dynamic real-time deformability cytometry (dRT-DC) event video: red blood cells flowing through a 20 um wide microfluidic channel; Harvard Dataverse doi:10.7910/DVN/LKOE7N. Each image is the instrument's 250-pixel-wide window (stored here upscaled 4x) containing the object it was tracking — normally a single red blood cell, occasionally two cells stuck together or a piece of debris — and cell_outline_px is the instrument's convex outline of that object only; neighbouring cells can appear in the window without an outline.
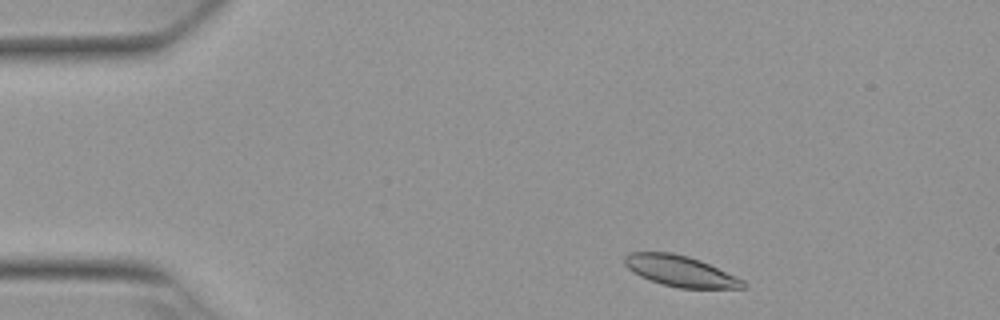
{"species": "Egyptian fruit bat (a non-hibernating species)", "species_latin": "Rousettus aegyptiacus", "temperature_condition": "warm", "stored_images_in_passage": 48, "camera_frame_rate_fps": 3000, "um_per_image_px": 0.085, "animal": {"sex": "female"}, "frame": {"image": 1, "passage_image": 3, "time_ms": 0.667, "image_size_px": [1000, 320], "cell_outline_px": [[748, 284], [744, 288], [680, 288], [660, 284], [640, 276], [628, 268], [624, 264], [624, 256], [628, 252], [672, 252], [688, 256], [700, 260], [744, 280]], "centroid_in_image_um": [57.81, 23.04], "position_along_channel_um": 27.2, "area_um2": 21.33}}
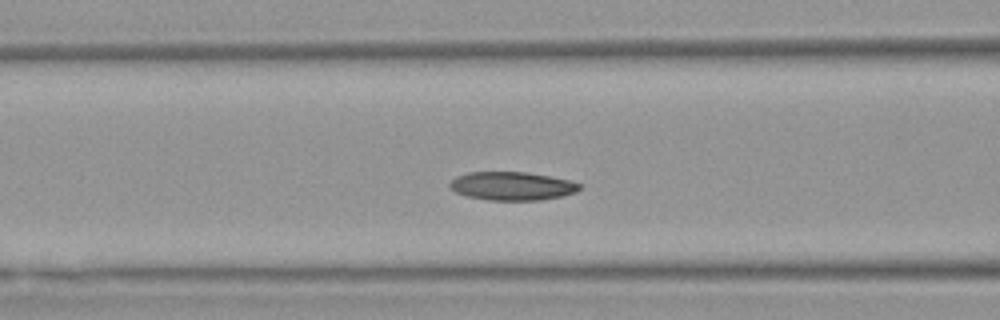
{"frame": {"image": 2, "passage_image": 16, "time_ms": 5.0, "image_size_px": [1000, 320], "cell_outline_px": [[580, 188], [576, 192], [560, 196], [540, 200], [488, 200], [464, 196], [448, 188], [448, 184], [456, 176], [468, 172], [528, 172], [552, 176], [572, 180], [580, 184]], "centroid_in_image_um": [43.5, 15.8], "position_along_channel_um": 123.1, "area_um2": 21.73}}
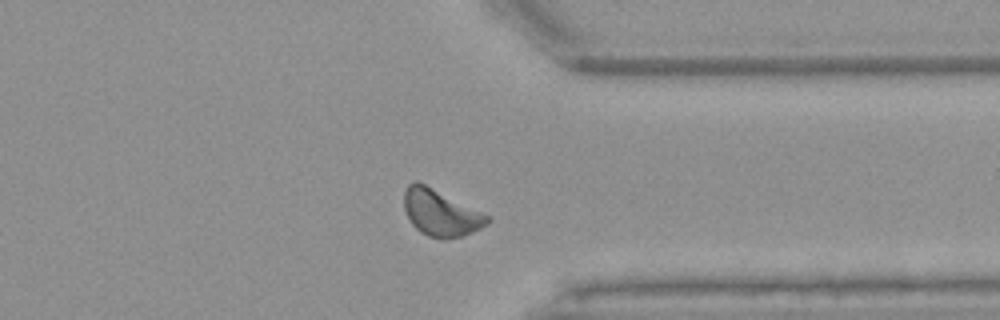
{"frame": {"image": 3, "passage_image": 36, "time_ms": 11.667, "image_size_px": [1000, 320], "cell_outline_px": [[492, 220], [488, 224], [472, 232], [460, 236], [444, 240], [440, 240], [428, 236], [420, 232], [412, 224], [404, 208], [404, 192], [408, 184], [416, 180], [492, 216]], "centroid_in_image_um": [37.48, 18.1], "position_along_channel_um": 373.9, "area_um2": 22.66}, "authors_computed_cell_mechanics": {"area_um2": 21.5594, "velocity_mm_per_s": 3.8139, "shape_relaxation_time_tau1_ms": 2.9976, "shape_relaxation_time_tau2_ms": 3.8732, "deformation_change_tau1": 0.0921, "deformation_change_tau2": 0.0977}}